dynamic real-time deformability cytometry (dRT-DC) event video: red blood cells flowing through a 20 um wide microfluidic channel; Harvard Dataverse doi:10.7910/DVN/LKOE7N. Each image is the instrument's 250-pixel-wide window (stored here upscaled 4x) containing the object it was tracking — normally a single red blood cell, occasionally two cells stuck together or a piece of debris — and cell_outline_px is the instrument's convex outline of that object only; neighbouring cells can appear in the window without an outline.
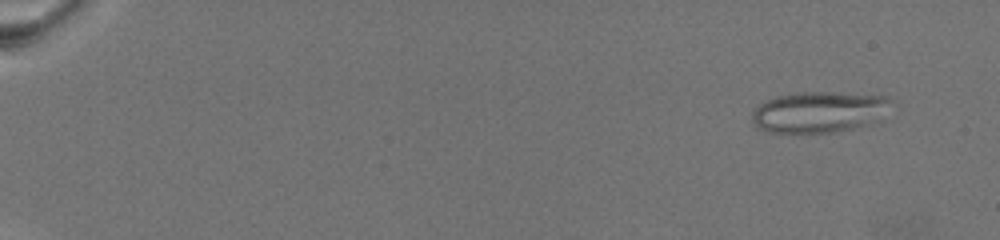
{"species": "common noctule bat (a hibernating species)", "species_latin": "Nyctalus noctula", "temperature_condition": "warm", "stored_images_in_passage": 72, "camera_frame_rate_fps": 3000, "um_per_image_px": 0.085, "animal": {"sex": "female", "body_mass_g": 19.5, "forearm_length_mm": 54.1}, "frame": {"image": 1, "passage_image": 7, "time_ms": 2.0, "image_size_px": [1000, 240], "cell_outline_px": [[892, 100], [880, 120], [852, 128], [832, 132], [768, 132], [756, 128], [752, 120], [752, 112], [760, 104], [776, 96], [804, 92], [828, 92], [884, 96]], "centroid_in_image_um": [69.59, 9.52], "position_along_channel_um": 15.4, "area_um2": 32.83}}
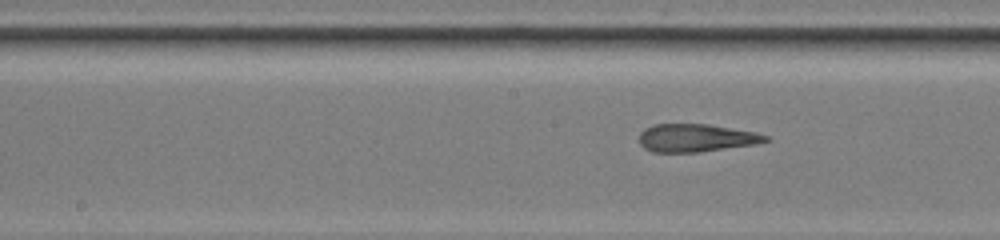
{"frame": {"image": 2, "passage_image": 41, "time_ms": 13.333, "image_size_px": [1000, 240], "cell_outline_px": [[772, 140], [752, 144], [700, 152], [652, 152], [644, 148], [640, 144], [640, 132], [644, 128], [656, 124], [708, 124], [752, 132], [768, 136]], "centroid_in_image_um": [59.11, 11.72], "position_along_channel_um": 189.1, "area_um2": 20.29}}
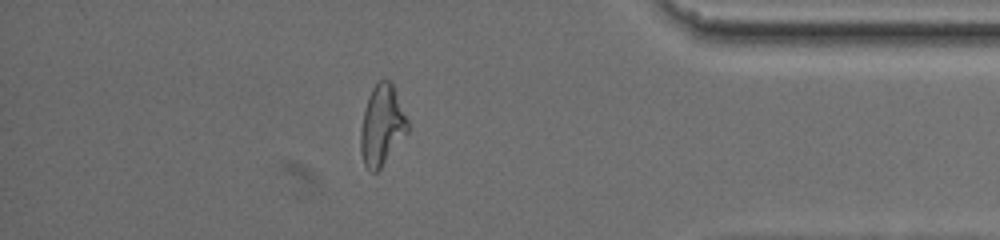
{"frame": {"image": 3, "passage_image": 64, "time_ms": 21.0, "image_size_px": [1000, 240], "cell_outline_px": [[408, 132], [380, 168], [376, 172], [372, 172], [364, 164], [360, 148], [360, 132], [364, 112], [368, 96], [372, 88], [380, 80], [392, 80], [408, 120]], "centroid_in_image_um": [32.47, 10.62], "position_along_channel_um": 402.7, "area_um2": 21.91}, "authors_computed_cell_mechanics": {"area_um2": 22.4842, "velocity_mm_per_s": 3.0939, "shape_relaxation_time_tau1_ms": null, "shape_relaxation_time_tau2_ms": 1.6415, "deformation_change_tau1": null, "deformation_change_tau2": 0.1249}}